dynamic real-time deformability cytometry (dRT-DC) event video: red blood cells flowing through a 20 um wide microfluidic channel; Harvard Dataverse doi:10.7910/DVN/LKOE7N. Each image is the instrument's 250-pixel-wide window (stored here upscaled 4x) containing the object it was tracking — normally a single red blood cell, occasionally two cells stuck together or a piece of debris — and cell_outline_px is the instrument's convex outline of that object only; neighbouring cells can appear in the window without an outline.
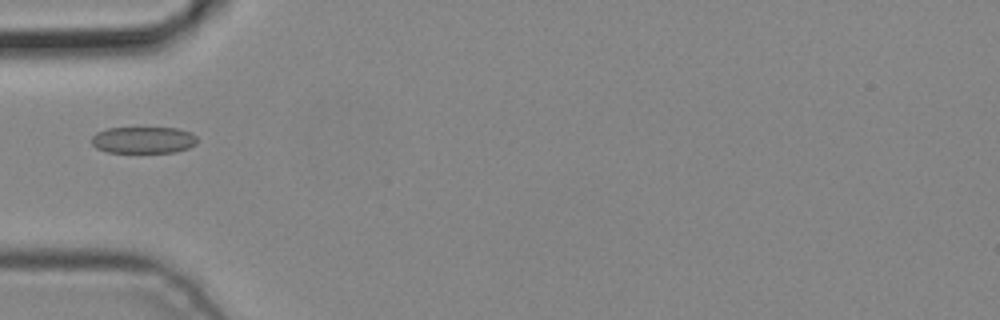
{"species": "common noctule bat (a hibernating species)", "species_latin": "Nyctalus noctula", "temperature_condition": "cold", "stored_images_in_passage": 5, "camera_frame_rate_fps": 3000, "um_per_image_px": 0.085, "animal": {"sex": "male", "body_mass_g": 19.2, "forearm_length_mm": 51.8}, "frame": {"image": 1, "passage_image": 5, "time_ms": 1.333, "image_size_px": [1000, 320], "cell_outline_px": [[196, 144], [188, 148], [176, 152], [108, 152], [96, 148], [92, 144], [92, 136], [96, 132], [108, 128], [176, 128], [192, 132], [196, 136]], "centroid_in_image_um": [12.19, 11.9], "position_along_channel_um": 72.8, "area_um2": 16.42}}